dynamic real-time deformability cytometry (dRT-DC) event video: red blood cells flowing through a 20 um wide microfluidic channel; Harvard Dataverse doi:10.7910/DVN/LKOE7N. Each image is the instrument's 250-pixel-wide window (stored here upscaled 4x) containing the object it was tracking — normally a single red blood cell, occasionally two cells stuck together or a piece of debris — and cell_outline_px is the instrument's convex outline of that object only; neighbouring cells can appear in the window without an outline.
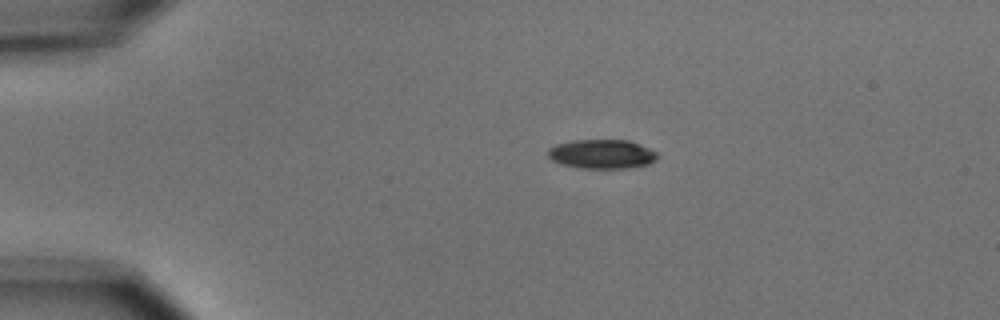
{"species": "common noctule bat (a hibernating species)", "species_latin": "Nyctalus noctula", "temperature_condition": "cold", "stored_images_in_passage": 11, "camera_frame_rate_fps": 3000, "um_per_image_px": 0.085, "animal": {"sex": "male", "body_mass_g": 15.6}, "frame": {"image": 1, "passage_image": 1, "time_ms": 0.0, "image_size_px": [1000, 320], "cell_outline_px": [[660, 156], [656, 160], [648, 164], [628, 168], [576, 168], [560, 164], [552, 160], [548, 156], [548, 148], [556, 144], [572, 140], [628, 140], [648, 148], [656, 152]], "centroid_in_image_um": [51.14, 13.1], "position_along_channel_um": 33.9, "area_um2": 18.73}}
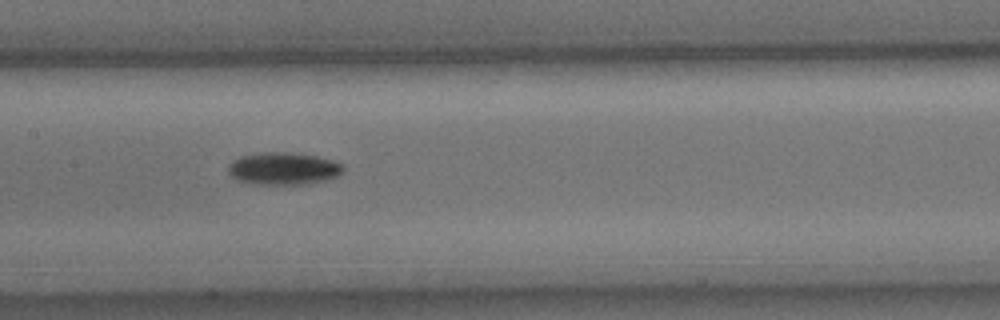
{"frame": {"image": 2, "passage_image": 5, "time_ms": 5.333, "image_size_px": [1000, 320], "cell_outline_px": [[344, 168], [340, 176], [328, 180], [304, 184], [260, 184], [236, 180], [228, 172], [228, 164], [232, 160], [240, 156], [260, 152], [288, 152], [316, 156], [332, 160], [344, 164]], "centroid_in_image_um": [24.11, 14.32], "position_along_channel_um": 183.3, "area_um2": 21.91}}
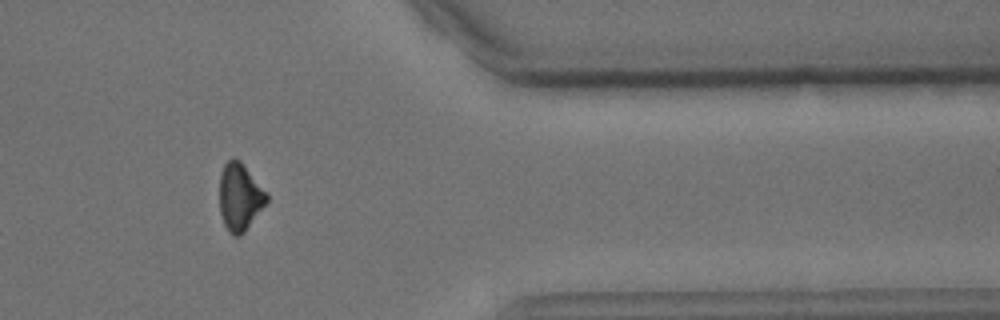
{"frame": {"image": 3, "passage_image": 10, "time_ms": 11.333, "image_size_px": [1000, 320], "cell_outline_px": [[268, 200], [244, 232], [240, 236], [232, 236], [228, 232], [224, 224], [220, 212], [220, 172], [224, 164], [232, 156], [240, 160], [268, 192]], "centroid_in_image_um": [20.38, 16.72], "position_along_channel_um": 391.0, "area_um2": 18.67}, "authors_computed_cell_mechanics": {"area_um2": 21.1548, "velocity_mm_per_s": 3.7377, "shape_relaxation_time_tau1_ms": 2.5212, "shape_relaxation_time_tau2_ms": null, "deformation_change_tau1": 0.0866, "deformation_change_tau2": null}}